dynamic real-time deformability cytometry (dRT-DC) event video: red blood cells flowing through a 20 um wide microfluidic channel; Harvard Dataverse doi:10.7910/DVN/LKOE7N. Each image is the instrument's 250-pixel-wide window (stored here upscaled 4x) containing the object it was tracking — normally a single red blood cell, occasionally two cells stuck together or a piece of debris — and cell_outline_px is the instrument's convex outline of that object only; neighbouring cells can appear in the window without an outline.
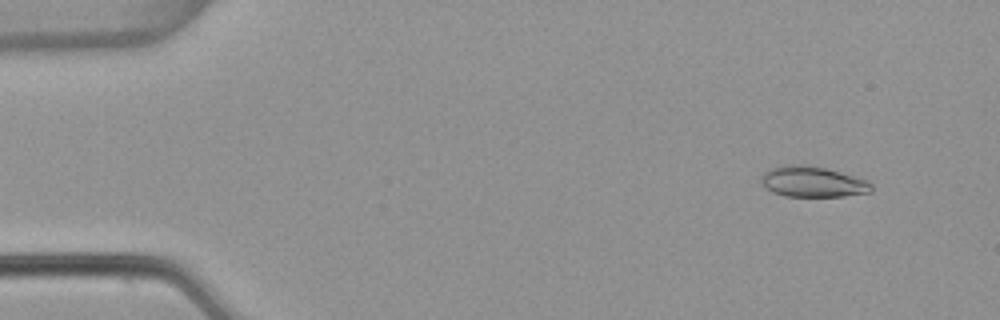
{"species": "common noctule bat (a hibernating species)", "species_latin": "Nyctalus noctula", "temperature_condition": "warm", "stored_images_in_passage": 47, "camera_frame_rate_fps": 3000, "um_per_image_px": 0.085, "animal": {"sex": "female", "body_mass_g": 22.7, "forearm_length_mm": 54.2}, "frame": {"image": 1, "passage_image": 5, "time_ms": 1.333, "image_size_px": [1000, 320], "cell_outline_px": [[872, 192], [844, 196], [784, 196], [772, 192], [764, 184], [764, 172], [768, 168], [784, 164], [808, 164], [840, 172], [868, 180], [872, 184]], "centroid_in_image_um": [69.11, 15.44], "position_along_channel_um": 15.9, "area_um2": 19.65}}
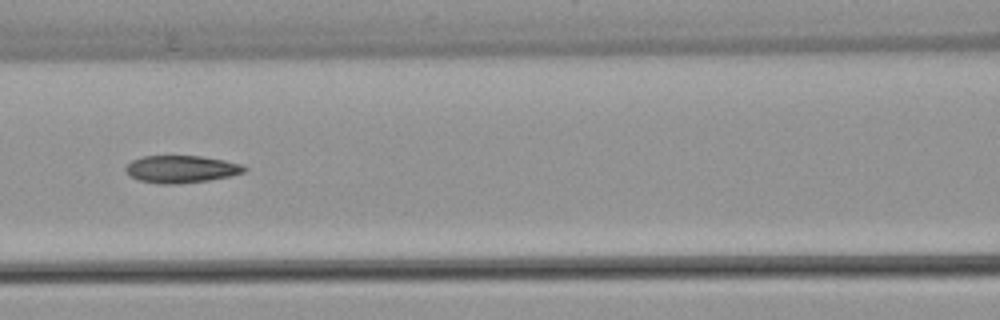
{"frame": {"image": 2, "passage_image": 24, "time_ms": 7.667, "image_size_px": [1000, 320], "cell_outline_px": [[248, 168], [244, 172], [228, 176], [208, 180], [176, 184], [160, 184], [140, 180], [132, 176], [124, 168], [132, 160], [144, 156], [200, 156], [224, 160], [244, 164]], "centroid_in_image_um": [15.44, 14.37], "position_along_channel_um": 151.2, "area_um2": 18.73}}
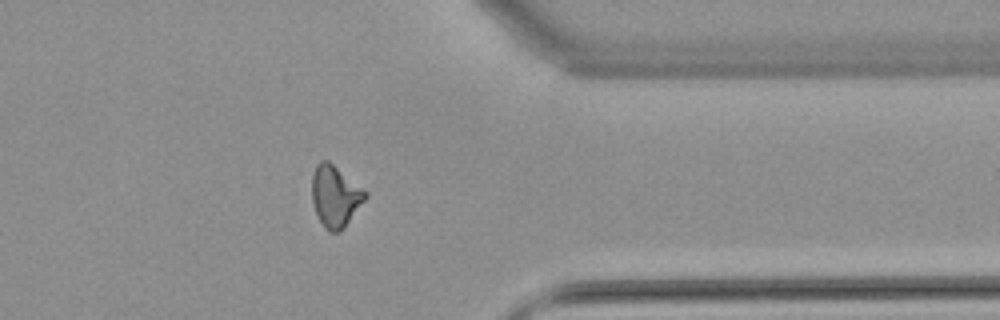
{"frame": {"image": 3, "passage_image": 43, "time_ms": 14.0, "image_size_px": [1000, 320], "cell_outline_px": [[368, 196], [344, 228], [340, 232], [328, 232], [324, 228], [312, 204], [312, 176], [316, 164], [320, 160], [328, 160], [368, 192]], "centroid_in_image_um": [28.49, 16.68], "position_along_channel_um": 382.9, "area_um2": 19.19}, "authors_computed_cell_mechanics": {"area_um2": 19.1896, "velocity_mm_per_s": 3.8376, "shape_relaxation_time_tau1_ms": null, "shape_relaxation_time_tau2_ms": 2.9572, "deformation_change_tau1": null, "deformation_change_tau2": 0.1026}}